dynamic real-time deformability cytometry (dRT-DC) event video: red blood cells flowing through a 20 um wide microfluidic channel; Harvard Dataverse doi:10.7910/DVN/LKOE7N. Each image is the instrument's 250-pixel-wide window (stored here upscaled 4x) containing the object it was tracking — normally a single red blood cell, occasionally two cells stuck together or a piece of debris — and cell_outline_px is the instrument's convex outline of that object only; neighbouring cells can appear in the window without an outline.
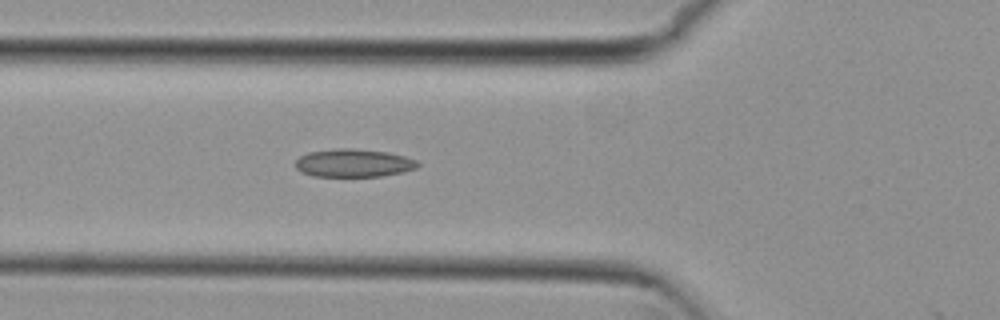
{"species": "common noctule bat (a hibernating species)", "species_latin": "Nyctalus noctula", "temperature_condition": "cold", "stored_images_in_passage": 21, "camera_frame_rate_fps": 3000, "um_per_image_px": 0.085, "animal": {"sex": "female", "body_mass_g": 29.2, "forearm_length_mm": 56.3}, "frame": {"image": 1, "passage_image": 20, "time_ms": 6.333, "image_size_px": [1000, 320], "cell_outline_px": [[420, 164], [416, 168], [404, 172], [380, 176], [312, 176], [300, 172], [296, 168], [296, 160], [300, 156], [308, 152], [336, 148], [352, 148], [388, 152], [404, 156], [416, 160]], "centroid_in_image_um": [30.04, 13.85], "position_along_channel_um": 95.8, "area_um2": 20.06}}